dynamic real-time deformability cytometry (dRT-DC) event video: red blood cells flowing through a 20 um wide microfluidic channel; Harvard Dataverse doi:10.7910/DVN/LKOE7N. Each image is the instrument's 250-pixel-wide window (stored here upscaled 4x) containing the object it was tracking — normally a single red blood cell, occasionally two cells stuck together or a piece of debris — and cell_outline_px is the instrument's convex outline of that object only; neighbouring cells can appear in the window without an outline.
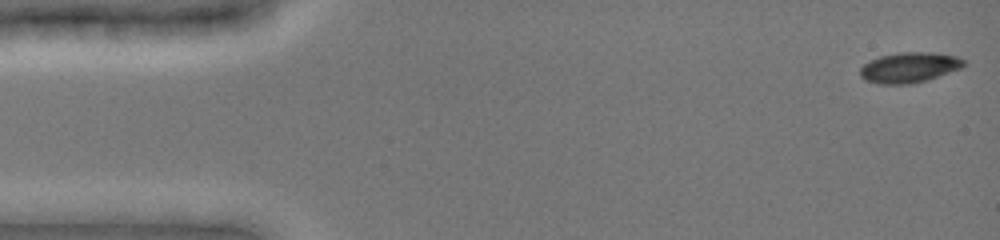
{"species": "common noctule bat (a hibernating species)", "species_latin": "Nyctalus noctula", "temperature_condition": "cold", "stored_images_in_passage": 13, "camera_frame_rate_fps": 3000, "um_per_image_px": 0.085, "animal": {"sex": "female", "body_mass_g": 19.0, "forearm_length_mm": 51.5}, "frame": {"image": 1, "passage_image": 1, "time_ms": 0.0, "image_size_px": [1000, 240], "cell_outline_px": [[964, 64], [960, 68], [912, 84], [880, 84], [864, 80], [860, 76], [860, 68], [864, 64], [880, 56], [900, 52], [932, 52], [956, 56], [964, 60]], "centroid_in_image_um": [77.24, 5.73], "position_along_channel_um": 7.8, "area_um2": 18.03}}
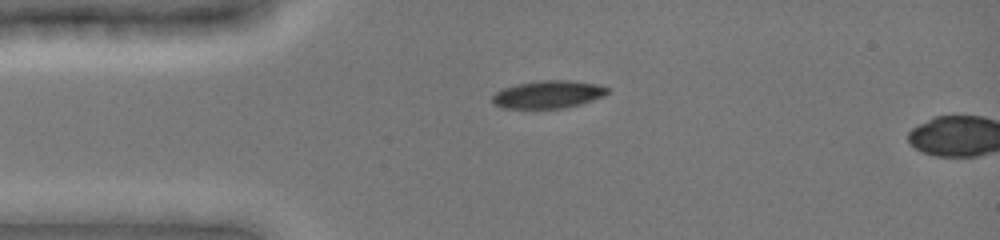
{"frame": {"image": 2, "passage_image": 11, "time_ms": 3.333, "image_size_px": [1000, 240], "cell_outline_px": [[608, 92], [604, 96], [580, 104], [564, 108], [504, 108], [492, 104], [492, 96], [496, 92], [504, 88], [516, 84], [540, 80], [568, 80], [600, 84], [608, 88]], "centroid_in_image_um": [46.59, 8.02], "position_along_channel_um": 38.4, "area_um2": 18.61}}